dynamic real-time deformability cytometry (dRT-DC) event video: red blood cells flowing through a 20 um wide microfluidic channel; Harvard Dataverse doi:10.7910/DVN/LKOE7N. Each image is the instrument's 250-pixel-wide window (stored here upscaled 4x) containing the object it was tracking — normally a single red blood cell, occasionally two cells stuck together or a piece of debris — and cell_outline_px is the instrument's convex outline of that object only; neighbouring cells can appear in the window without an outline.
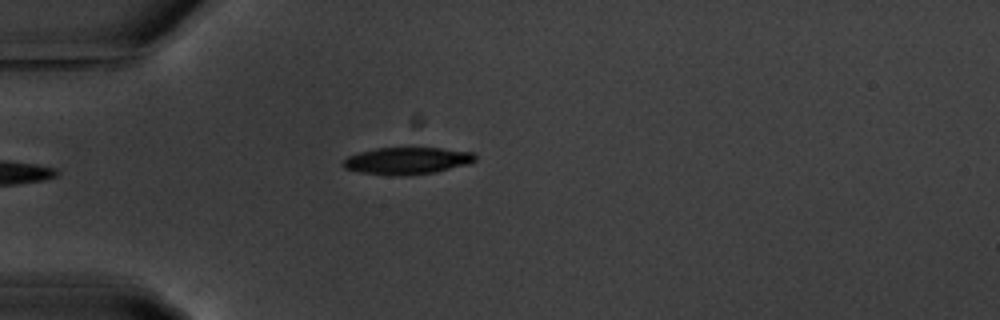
{"species": "common noctule bat (a hibernating species)", "species_latin": "Nyctalus noctula", "temperature_condition": "warm", "stored_images_in_passage": 3, "camera_frame_rate_fps": 3000, "um_per_image_px": 0.085, "animal": {"sex": "male", "body_mass_g": 20.1, "forearm_length_mm": 53.5}, "frame": {"image": 1, "passage_image": 3, "time_ms": 2.333, "image_size_px": [1000, 320], "cell_outline_px": [[476, 160], [468, 164], [436, 172], [404, 176], [388, 176], [360, 172], [344, 168], [340, 164], [348, 156], [360, 152], [376, 148], [408, 144], [476, 152]], "centroid_in_image_um": [34.62, 13.62], "position_along_channel_um": 50.4, "area_um2": 22.02}}